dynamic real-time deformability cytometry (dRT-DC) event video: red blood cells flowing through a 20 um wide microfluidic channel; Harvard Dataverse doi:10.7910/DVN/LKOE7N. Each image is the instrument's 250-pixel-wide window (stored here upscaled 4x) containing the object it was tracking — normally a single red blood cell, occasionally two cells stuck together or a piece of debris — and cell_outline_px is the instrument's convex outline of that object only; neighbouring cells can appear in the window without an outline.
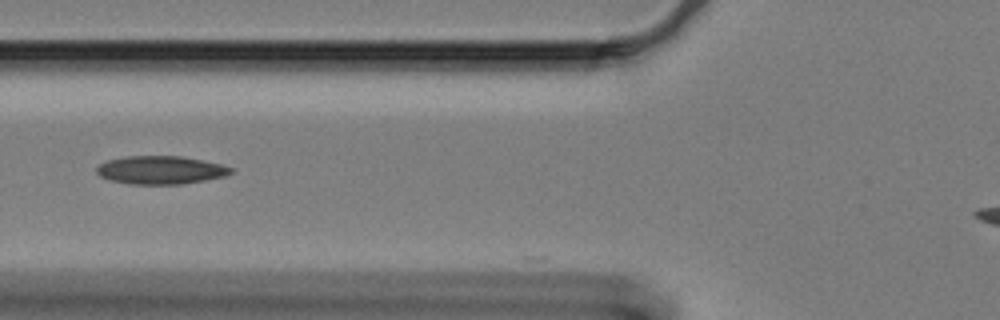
{"species": "Egyptian fruit bat (a non-hibernating species)", "species_latin": "Rousettus aegyptiacus", "temperature_condition": "cold", "stored_images_in_passage": 46, "camera_frame_rate_fps": 3000, "um_per_image_px": 0.085, "animal": {"sex": "female"}, "frame": {"image": 1, "passage_image": 13, "time_ms": 4.0, "image_size_px": [1000, 320], "cell_outline_px": [[236, 172], [228, 176], [184, 184], [128, 184], [112, 180], [100, 176], [96, 172], [96, 168], [100, 164], [108, 160], [128, 156], [180, 156], [220, 164], [232, 168]], "centroid_in_image_um": [13.7, 14.46], "position_along_channel_um": 112.1, "area_um2": 22.08}}
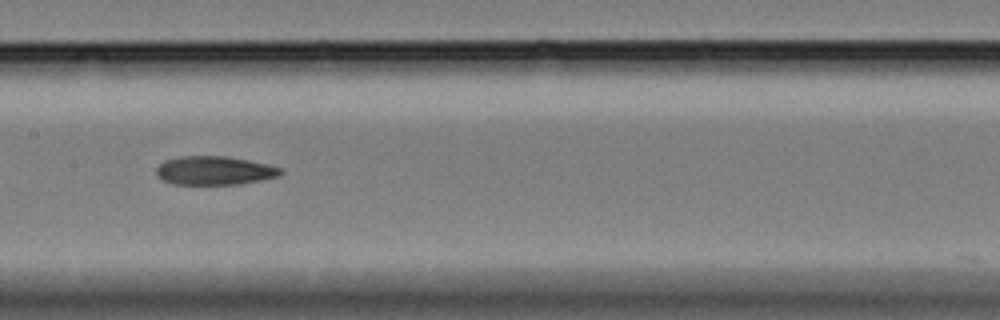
{"frame": {"image": 2, "passage_image": 20, "time_ms": 6.333, "image_size_px": [1000, 320], "cell_outline_px": [[284, 172], [280, 176], [240, 184], [172, 184], [160, 180], [156, 176], [156, 168], [164, 160], [180, 156], [228, 156], [268, 164], [284, 168]], "centroid_in_image_um": [18.23, 14.49], "position_along_channel_um": 189.2, "area_um2": 21.1}}
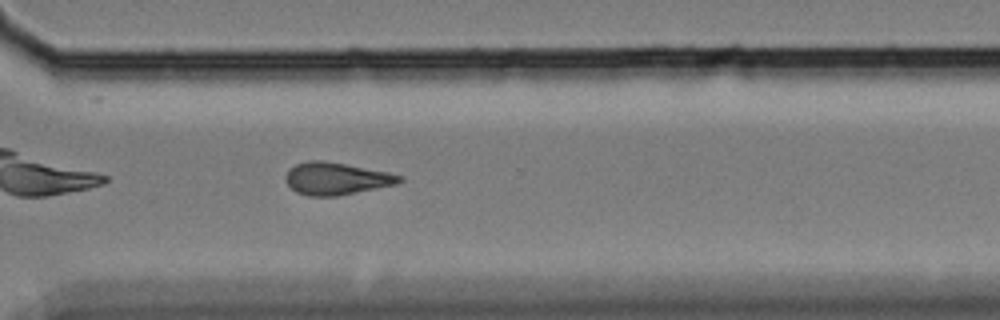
{"frame": {"image": 3, "passage_image": 34, "time_ms": 11.0, "image_size_px": [1000, 320], "cell_outline_px": [[404, 180], [396, 184], [336, 196], [308, 196], [296, 192], [288, 184], [284, 176], [288, 168], [296, 164], [308, 160], [324, 160], [388, 172], [404, 176]], "centroid_in_image_um": [28.56, 15.17], "position_along_channel_um": 342.0, "area_um2": 21.44}}